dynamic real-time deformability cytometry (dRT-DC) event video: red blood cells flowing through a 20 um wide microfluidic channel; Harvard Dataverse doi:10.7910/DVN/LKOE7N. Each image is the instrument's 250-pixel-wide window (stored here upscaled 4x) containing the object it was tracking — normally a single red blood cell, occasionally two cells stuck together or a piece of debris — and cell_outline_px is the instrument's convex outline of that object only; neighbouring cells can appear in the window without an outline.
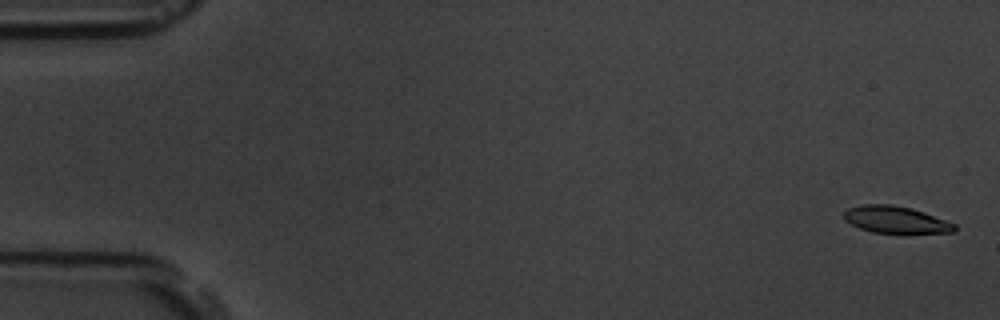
{"species": "common noctule bat (a hibernating species)", "species_latin": "Nyctalus noctula", "temperature_condition": "room temperature", "stored_images_in_passage": 6, "camera_frame_rate_fps": 3000, "um_per_image_px": 0.085, "animal": {"sex": "male", "body_mass_g": 19.5, "forearm_length_mm": 54.6}, "frame": {"image": 1, "passage_image": 1, "time_ms": 0.0, "image_size_px": [1000, 320], "cell_outline_px": [[956, 232], [872, 232], [860, 228], [844, 220], [844, 212], [848, 208], [864, 204], [892, 204], [912, 208], [924, 212], [956, 224]], "centroid_in_image_um": [76.12, 18.65], "position_along_channel_um": 8.9, "area_um2": 17.11}}
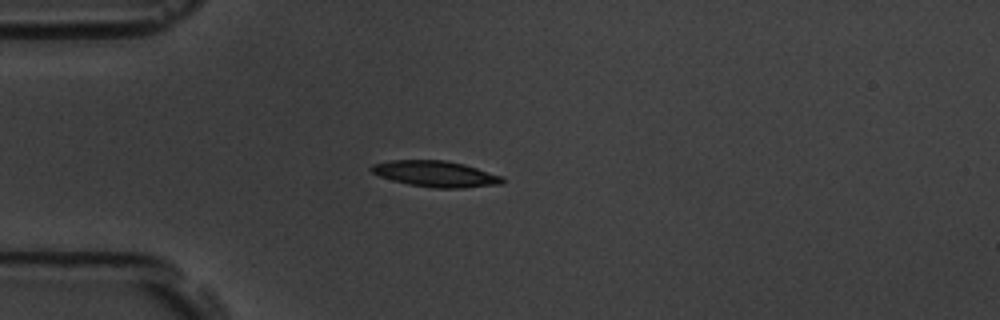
{"frame": {"image": 2, "passage_image": 5, "time_ms": 4.667, "image_size_px": [1000, 320], "cell_outline_px": [[504, 180], [500, 184], [464, 188], [432, 188], [408, 184], [392, 180], [380, 176], [372, 172], [368, 168], [372, 164], [392, 160], [444, 160], [464, 164], [504, 176]], "centroid_in_image_um": [37.03, 14.78], "position_along_channel_um": 48.0, "area_um2": 19.94}}